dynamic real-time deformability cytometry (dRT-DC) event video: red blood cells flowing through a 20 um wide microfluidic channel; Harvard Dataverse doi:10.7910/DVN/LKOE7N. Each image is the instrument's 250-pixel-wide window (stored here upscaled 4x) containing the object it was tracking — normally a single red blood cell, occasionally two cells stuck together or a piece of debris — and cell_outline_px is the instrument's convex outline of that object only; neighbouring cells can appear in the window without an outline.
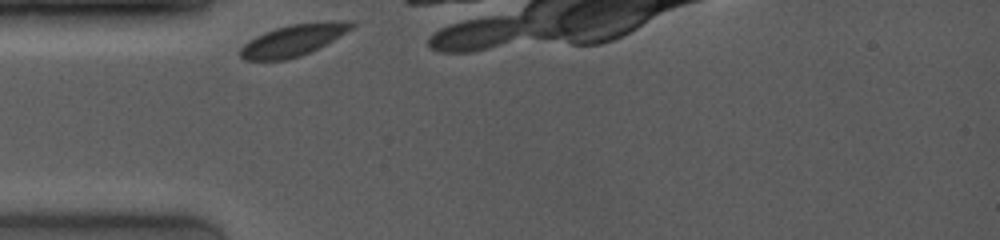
{"species": "common noctule bat (a hibernating species)", "species_latin": "Nyctalus noctula", "temperature_condition": "room temperature", "stored_images_in_passage": 7, "camera_frame_rate_fps": 4000, "um_per_image_px": 0.085, "animal": {"sex": "female", "body_mass_g": 19.0, "forearm_length_mm": 53.3}, "frame": {"image": 1, "passage_image": 1, "time_ms": 0.0, "image_size_px": [1000, 240], "cell_outline_px": [[356, 24], [352, 28], [340, 36], [300, 56], [284, 60], [244, 60], [240, 56], [240, 48], [248, 40], [264, 32], [288, 24], [344, 20], [352, 20]], "centroid_in_image_um": [24.91, 3.4], "position_along_channel_um": 60.1, "area_um2": 20.29}}